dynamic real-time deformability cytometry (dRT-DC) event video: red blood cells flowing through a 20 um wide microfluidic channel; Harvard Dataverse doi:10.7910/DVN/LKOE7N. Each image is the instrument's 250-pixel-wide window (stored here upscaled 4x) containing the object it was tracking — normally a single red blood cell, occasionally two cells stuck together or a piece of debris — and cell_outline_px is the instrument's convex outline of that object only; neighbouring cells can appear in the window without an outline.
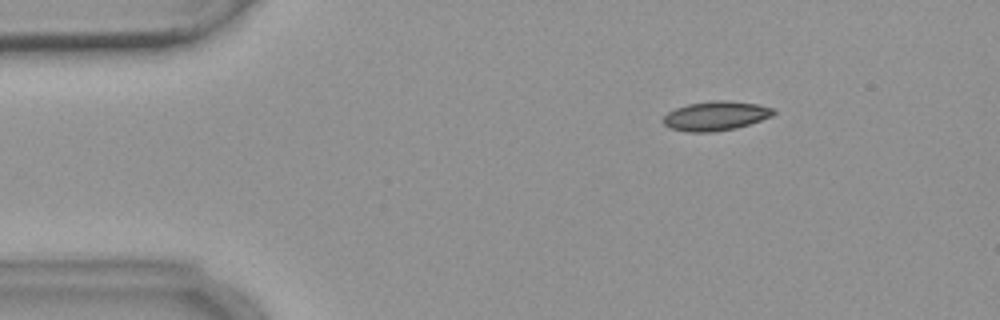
{"species": "common noctule bat (a hibernating species)", "species_latin": "Nyctalus noctula", "temperature_condition": "warm", "stored_images_in_passage": 5, "camera_frame_rate_fps": 3000, "um_per_image_px": 0.085, "animal": {"sex": "female", "body_mass_g": 18.4}, "frame": {"image": 1, "passage_image": 2, "time_ms": 1.0, "image_size_px": [1000, 320], "cell_outline_px": [[776, 112], [772, 116], [736, 128], [712, 132], [688, 132], [672, 128], [664, 124], [664, 116], [668, 112], [676, 108], [688, 104], [712, 100], [728, 100], [760, 104], [772, 108]], "centroid_in_image_um": [60.86, 9.84], "position_along_channel_um": 24.1, "area_um2": 18.73}}